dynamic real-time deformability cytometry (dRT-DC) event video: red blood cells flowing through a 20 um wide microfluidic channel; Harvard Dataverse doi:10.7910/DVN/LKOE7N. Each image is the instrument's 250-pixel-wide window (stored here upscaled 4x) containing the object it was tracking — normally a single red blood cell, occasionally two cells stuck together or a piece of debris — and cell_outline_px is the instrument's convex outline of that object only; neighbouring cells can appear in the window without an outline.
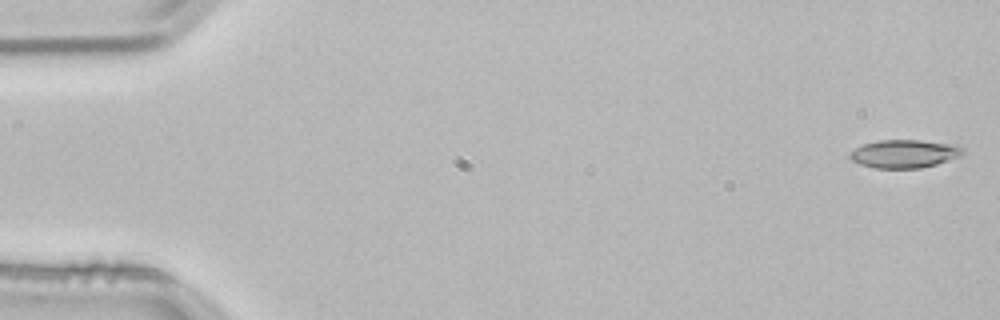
{"species": "common noctule bat (a hibernating species)", "species_latin": "Nyctalus noctula", "temperature_condition": "room temperature", "stored_images_in_passage": 53, "camera_frame_rate_fps": 3000, "um_per_image_px": 0.085, "animal": {"sex": "male", "body_mass_g": 21.5, "forearm_length_mm": 52.0}, "frame": {"image": 1, "passage_image": 1, "time_ms": 0.0, "image_size_px": [1000, 320], "cell_outline_px": [[964, 152], [960, 156], [936, 164], [920, 168], [876, 168], [860, 164], [852, 160], [848, 156], [856, 148], [864, 144], [880, 140], [920, 140], [956, 144]], "centroid_in_image_um": [76.88, 13.07], "position_along_channel_um": 8.1, "area_um2": 18.32}}
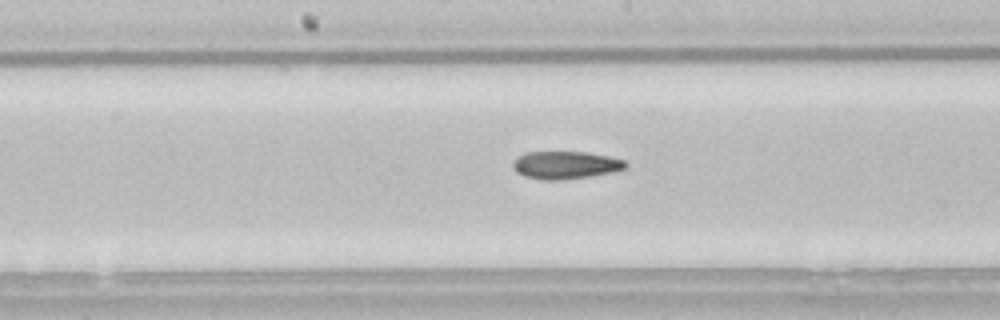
{"frame": {"image": 2, "passage_image": 27, "time_ms": 8.667, "image_size_px": [1000, 320], "cell_outline_px": [[628, 168], [612, 172], [592, 176], [564, 180], [540, 180], [524, 176], [516, 172], [512, 164], [524, 152], [584, 152], [608, 156], [624, 160], [628, 164]], "centroid_in_image_um": [48.09, 14.04], "position_along_channel_um": 200.1, "area_um2": 18.26}}
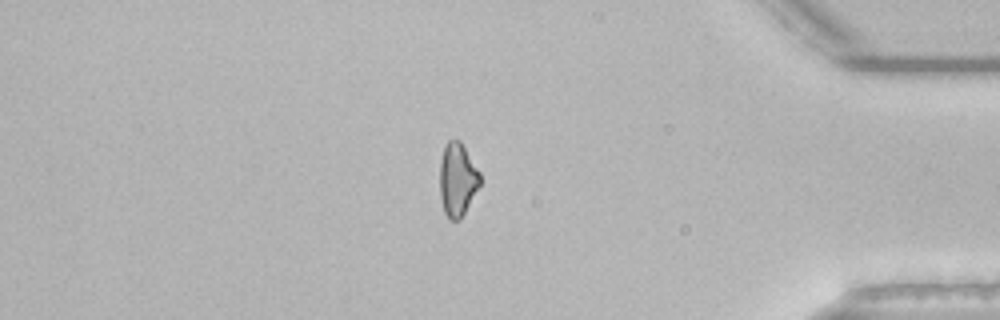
{"frame": {"image": 3, "passage_image": 45, "time_ms": 14.667, "image_size_px": [1000, 320], "cell_outline_px": [[480, 184], [460, 220], [448, 220], [444, 212], [440, 196], [440, 164], [444, 144], [448, 140], [460, 140], [480, 172]], "centroid_in_image_um": [38.87, 15.26], "position_along_channel_um": 396.3, "area_um2": 17.17}, "authors_computed_cell_mechanics": {"area_um2": 18.207, "velocity_mm_per_s": 3.8233, "shape_relaxation_time_tau1_ms": null, "shape_relaxation_time_tau2_ms": 7.9814, "deformation_change_tau1": null, "deformation_change_tau2": 0.1708}}